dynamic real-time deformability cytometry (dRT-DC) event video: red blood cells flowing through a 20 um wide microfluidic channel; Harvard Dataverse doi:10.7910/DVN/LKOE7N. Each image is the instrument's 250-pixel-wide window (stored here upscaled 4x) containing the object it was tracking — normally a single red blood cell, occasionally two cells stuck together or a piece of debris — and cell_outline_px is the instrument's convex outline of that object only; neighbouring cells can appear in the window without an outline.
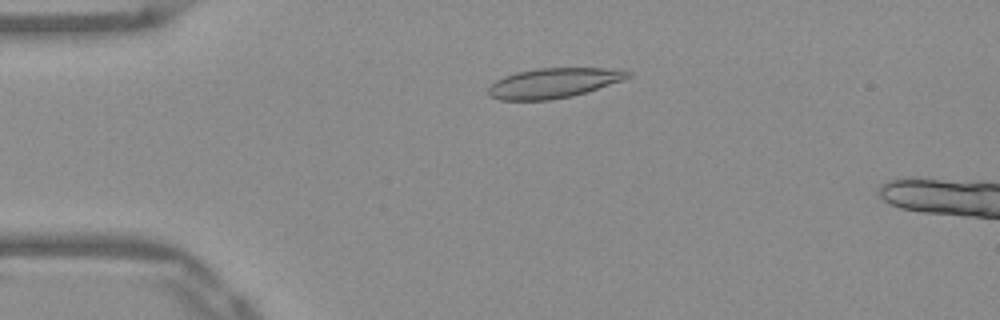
{"species": "Egyptian fruit bat (a non-hibernating species)", "species_latin": "Rousettus aegyptiacus", "temperature_condition": "warm", "stored_images_in_passage": 16, "camera_frame_rate_fps": 3000, "um_per_image_px": 0.085, "frame": {"image": 1, "passage_image": 12, "time_ms": 3.667, "image_size_px": [1000, 320], "cell_outline_px": [[632, 76], [624, 80], [572, 96], [552, 100], [500, 100], [488, 96], [488, 88], [496, 80], [504, 76], [516, 72], [540, 68], [604, 68], [632, 72]], "centroid_in_image_um": [47.03, 7.06], "position_along_channel_um": 38.0, "area_um2": 24.28}}